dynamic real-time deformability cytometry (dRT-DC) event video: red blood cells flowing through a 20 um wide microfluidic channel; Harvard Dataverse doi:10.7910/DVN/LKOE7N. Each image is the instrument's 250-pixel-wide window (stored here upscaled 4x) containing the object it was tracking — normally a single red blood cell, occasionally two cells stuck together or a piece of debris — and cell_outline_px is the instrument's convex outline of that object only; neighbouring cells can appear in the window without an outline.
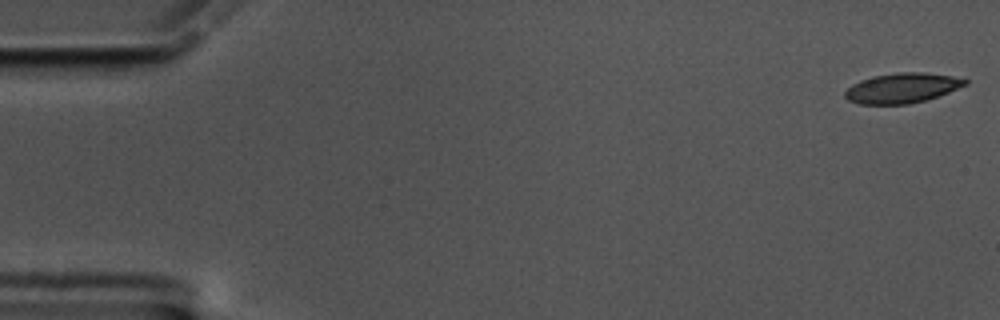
{"species": "common noctule bat (a hibernating species)", "species_latin": "Nyctalus noctula", "temperature_condition": "cold", "stored_images_in_passage": 58, "camera_frame_rate_fps": 3000, "um_per_image_px": 0.085, "animal": {"sex": "male", "body_mass_g": 17.5, "forearm_length_mm": 52.3}, "frame": {"image": 1, "passage_image": 1, "time_ms": 0.0, "image_size_px": [1000, 320], "cell_outline_px": [[968, 84], [948, 92], [924, 100], [908, 104], [860, 104], [848, 100], [844, 96], [844, 92], [852, 84], [860, 80], [876, 76], [896, 72], [924, 72], [964, 76], [968, 80]], "centroid_in_image_um": [76.73, 7.46], "position_along_channel_um": 8.3, "area_um2": 21.15}}
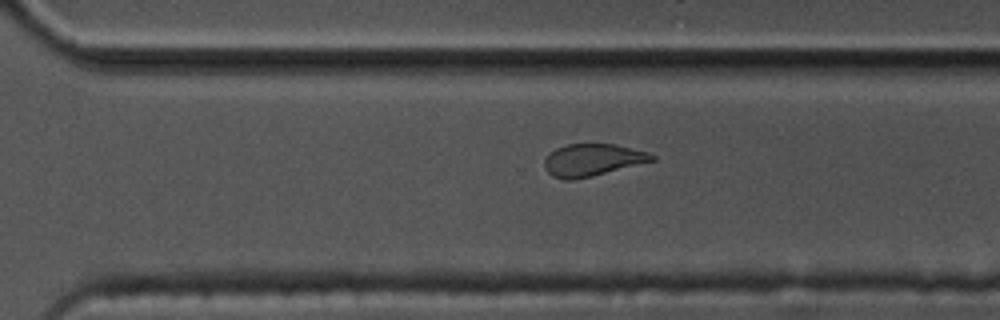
{"frame": {"image": 2, "passage_image": 40, "time_ms": 13.0, "image_size_px": [1000, 320], "cell_outline_px": [[656, 160], [592, 176], [572, 180], [564, 180], [552, 176], [544, 168], [544, 160], [548, 152], [556, 148], [568, 144], [616, 144], [648, 152], [656, 156]], "centroid_in_image_um": [50.34, 13.59], "position_along_channel_um": 320.3, "area_um2": 20.29}}
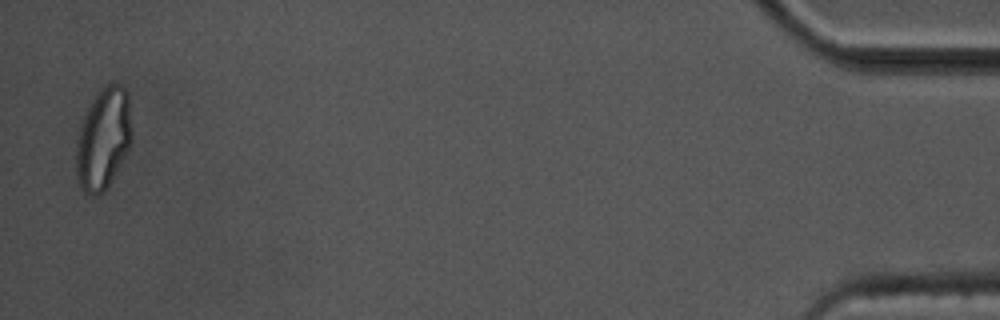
{"frame": {"image": 3, "passage_image": 57, "time_ms": 18.667, "image_size_px": [1000, 320], "cell_outline_px": [[132, 140], [116, 172], [104, 192], [84, 192], [80, 184], [76, 172], [76, 140], [84, 116], [92, 100], [104, 84], [120, 84], [128, 92], [132, 132]], "centroid_in_image_um": [8.79, 11.74], "position_along_channel_um": 426.4, "area_um2": 32.48}, "authors_computed_cell_mechanics": {"area_um2": 21.8195, "velocity_mm_per_s": 3.443, "shape_relaxation_time_tau1_ms": 8.2442, "shape_relaxation_time_tau2_ms": 2.9038, "deformation_change_tau1": 0.1773, "deformation_change_tau2": 0.0807}}